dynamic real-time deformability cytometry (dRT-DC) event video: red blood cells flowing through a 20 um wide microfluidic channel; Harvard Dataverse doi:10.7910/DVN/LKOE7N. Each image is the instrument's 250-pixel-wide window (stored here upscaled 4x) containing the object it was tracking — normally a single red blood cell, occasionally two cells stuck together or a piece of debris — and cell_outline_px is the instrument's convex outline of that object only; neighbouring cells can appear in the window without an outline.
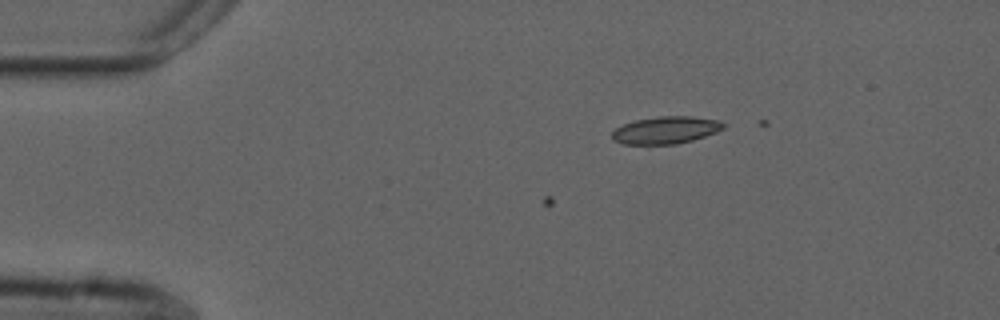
{"species": "common noctule bat (a hibernating species)", "species_latin": "Nyctalus noctula", "temperature_condition": "cold", "stored_images_in_passage": 5, "camera_frame_rate_fps": 3000, "um_per_image_px": 0.085, "animal": {"sex": "male", "forearm_length_mm": 52.5}, "frame": {"image": 1, "passage_image": 1, "time_ms": 0.0, "image_size_px": [1000, 320], "cell_outline_px": [[724, 128], [716, 132], [692, 140], [676, 144], [648, 148], [624, 144], [612, 140], [612, 132], [616, 128], [624, 124], [636, 120], [660, 116], [692, 116], [720, 120], [724, 124]], "centroid_in_image_um": [56.54, 11.11], "position_along_channel_um": 28.5, "area_um2": 18.38}}